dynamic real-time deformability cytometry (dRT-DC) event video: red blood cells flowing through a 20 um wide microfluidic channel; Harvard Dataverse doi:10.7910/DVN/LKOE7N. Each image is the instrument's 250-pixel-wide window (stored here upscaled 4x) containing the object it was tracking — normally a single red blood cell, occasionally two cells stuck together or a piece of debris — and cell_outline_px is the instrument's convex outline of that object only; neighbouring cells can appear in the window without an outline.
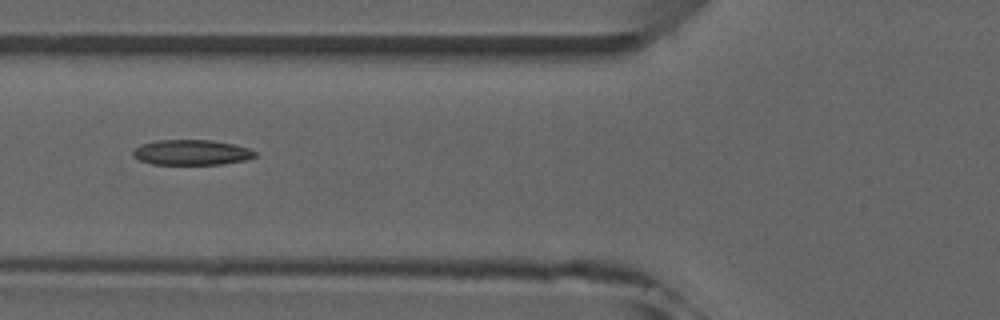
{"species": "common noctule bat (a hibernating species)", "species_latin": "Nyctalus noctula", "temperature_condition": "room temperature", "stored_images_in_passage": 5, "camera_frame_rate_fps": 3000, "um_per_image_px": 0.085, "animal": {"sex": "male", "forearm_length_mm": 52.5}, "frame": {"image": 1, "passage_image": 5, "time_ms": 4.667, "image_size_px": [1000, 320], "cell_outline_px": [[256, 156], [244, 160], [224, 164], [152, 164], [140, 160], [132, 156], [132, 152], [140, 144], [156, 140], [212, 140], [236, 144], [248, 148], [256, 152]], "centroid_in_image_um": [16.28, 12.95], "position_along_channel_um": 109.5, "area_um2": 18.03}}